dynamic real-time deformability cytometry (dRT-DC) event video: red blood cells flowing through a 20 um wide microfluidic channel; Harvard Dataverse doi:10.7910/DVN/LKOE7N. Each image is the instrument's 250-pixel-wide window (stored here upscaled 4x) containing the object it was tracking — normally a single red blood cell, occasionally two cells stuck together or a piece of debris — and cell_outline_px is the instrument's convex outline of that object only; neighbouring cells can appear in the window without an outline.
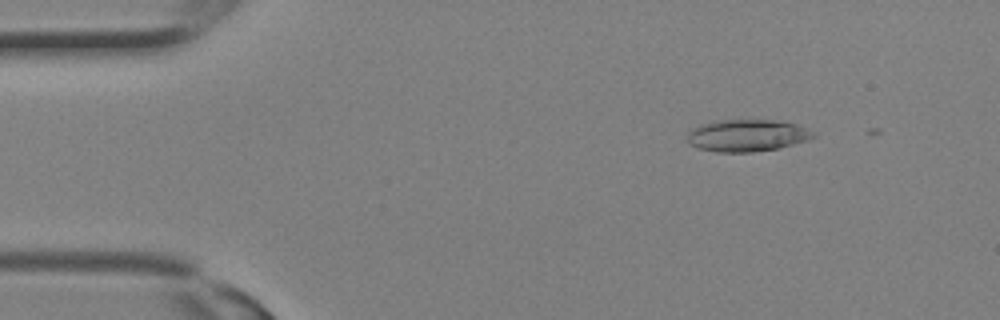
{"species": "Egyptian fruit bat (a non-hibernating species)", "species_latin": "Rousettus aegyptiacus", "temperature_condition": "room temperature", "stored_images_in_passage": 3, "camera_frame_rate_fps": 3000, "um_per_image_px": 0.085, "animal": {"sex": "female"}, "frame": {"image": 1, "passage_image": 2, "time_ms": 0.333, "image_size_px": [1000, 320], "cell_outline_px": [[816, 136], [808, 140], [776, 148], [752, 152], [716, 152], [700, 148], [688, 144], [684, 136], [692, 128], [700, 124], [712, 120], [776, 120], [796, 124], [816, 132]], "centroid_in_image_um": [63.45, 11.5], "position_along_channel_um": 21.6, "area_um2": 23.76}}